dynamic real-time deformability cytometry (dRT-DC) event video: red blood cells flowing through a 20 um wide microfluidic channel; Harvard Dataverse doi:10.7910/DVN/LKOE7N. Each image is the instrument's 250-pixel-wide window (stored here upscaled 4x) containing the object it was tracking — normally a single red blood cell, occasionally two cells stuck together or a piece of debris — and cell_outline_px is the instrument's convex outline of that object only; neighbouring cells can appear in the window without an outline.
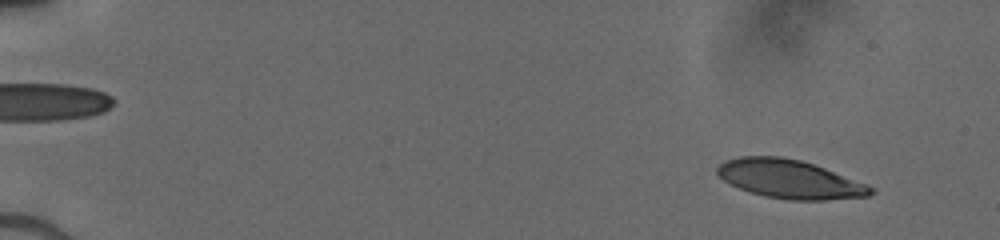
{"species": "human", "species_latin": "Homo sapiens", "temperature_condition": "cold", "stored_images_in_passage": 50, "camera_frame_rate_fps": 3000, "um_per_image_px": 0.085, "donor": {"sex": "male"}, "frame": {"image": 1, "passage_image": 4, "time_ms": 1.0, "image_size_px": [1000, 240], "cell_outline_px": [[876, 192], [868, 196], [824, 200], [788, 200], [764, 196], [740, 188], [724, 180], [716, 172], [716, 168], [724, 160], [740, 156], [780, 156], [800, 160], [824, 168], [868, 184], [876, 188]], "centroid_in_image_um": [67.15, 15.22], "position_along_channel_um": 17.9, "area_um2": 34.45}}
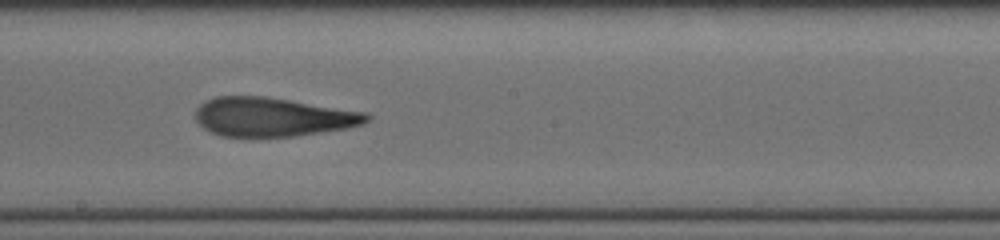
{"frame": {"image": 2, "passage_image": 30, "time_ms": 9.667, "image_size_px": [1000, 240], "cell_outline_px": [[372, 116], [364, 124], [348, 128], [292, 136], [220, 136], [208, 132], [196, 120], [196, 108], [200, 104], [216, 96], [264, 96], [368, 112]], "centroid_in_image_um": [23.2, 9.93], "position_along_channel_um": 225.0, "area_um2": 38.84}}
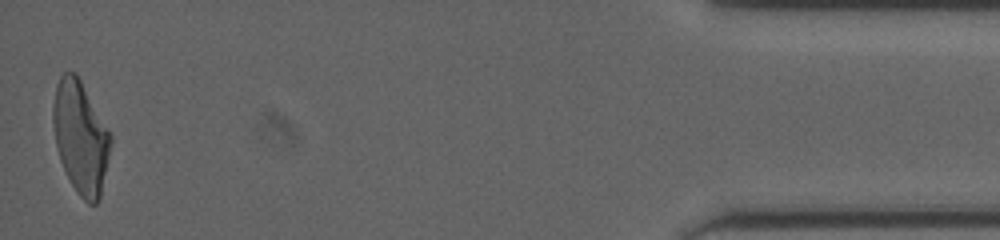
{"frame": {"image": 3, "passage_image": 50, "time_ms": 16.333, "image_size_px": [1000, 240], "cell_outline_px": [[112, 144], [100, 200], [96, 204], [88, 204], [76, 192], [60, 160], [56, 144], [52, 120], [52, 108], [56, 84], [60, 76], [64, 72], [76, 72], [112, 136]], "centroid_in_image_um": [6.86, 11.68], "position_along_channel_um": 428.3, "area_um2": 37.74}}